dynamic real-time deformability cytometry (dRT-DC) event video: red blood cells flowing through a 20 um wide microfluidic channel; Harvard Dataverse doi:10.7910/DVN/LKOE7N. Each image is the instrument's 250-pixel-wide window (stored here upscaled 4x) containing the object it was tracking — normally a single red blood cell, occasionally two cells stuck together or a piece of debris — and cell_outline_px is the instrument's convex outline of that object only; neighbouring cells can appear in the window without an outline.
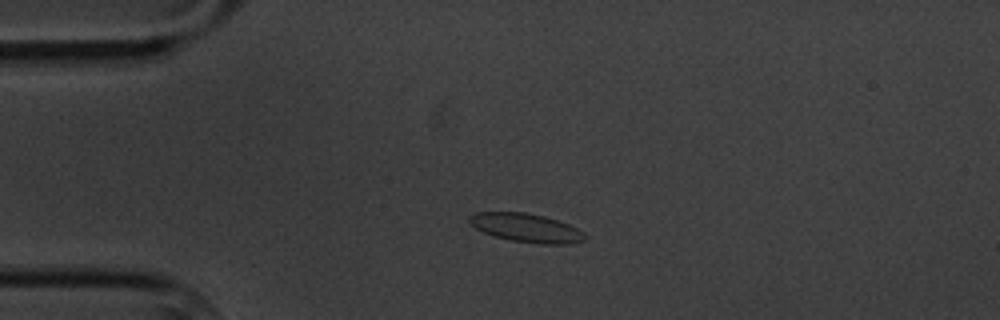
{"species": "common noctule bat (a hibernating species)", "species_latin": "Nyctalus noctula", "temperature_condition": "cold", "stored_images_in_passage": 3, "camera_frame_rate_fps": 3000, "um_per_image_px": 0.085, "animal": {"sex": "male", "body_mass_g": 20.1, "forearm_length_mm": 53.5}, "frame": {"image": 1, "passage_image": 2, "time_ms": 1.333, "image_size_px": [1000, 320], "cell_outline_px": [[588, 240], [568, 244], [540, 244], [512, 240], [496, 236], [484, 232], [476, 228], [468, 220], [468, 216], [476, 212], [524, 212], [544, 216], [568, 224], [584, 232], [588, 236]], "centroid_in_image_um": [44.78, 19.37], "position_along_channel_um": 40.2, "area_um2": 19.25}}